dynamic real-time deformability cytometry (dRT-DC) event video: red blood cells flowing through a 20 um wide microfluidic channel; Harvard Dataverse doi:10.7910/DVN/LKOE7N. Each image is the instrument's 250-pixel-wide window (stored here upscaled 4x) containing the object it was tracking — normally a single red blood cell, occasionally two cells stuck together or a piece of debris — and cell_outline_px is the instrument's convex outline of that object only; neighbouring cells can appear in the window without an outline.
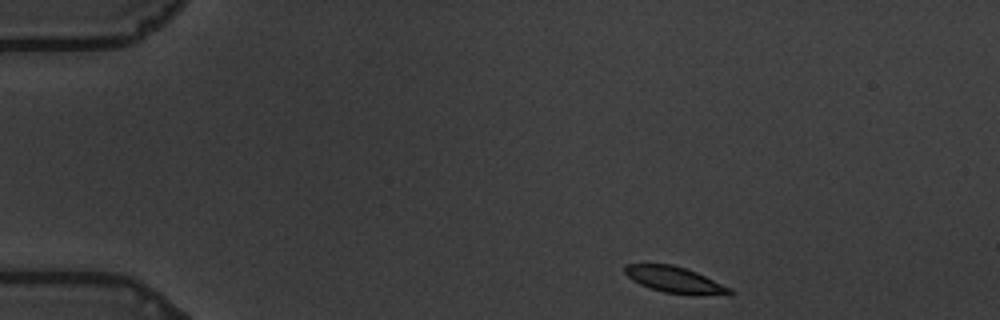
{"species": "common noctule bat (a hibernating species)", "species_latin": "Nyctalus noctula", "temperature_condition": "warm", "stored_images_in_passage": 50, "camera_frame_rate_fps": 3000, "um_per_image_px": 0.085, "animal": {"sex": "male", "body_mass_g": 19.5, "forearm_length_mm": 54.6}, "frame": {"image": 1, "passage_image": 1, "time_ms": 0.0, "image_size_px": [1000, 320], "cell_outline_px": [[736, 292], [732, 296], [728, 296], [664, 292], [640, 284], [632, 280], [624, 272], [624, 264], [672, 264], [696, 272], [732, 288]], "centroid_in_image_um": [57.42, 23.79], "position_along_channel_um": 27.6, "area_um2": 15.95}}
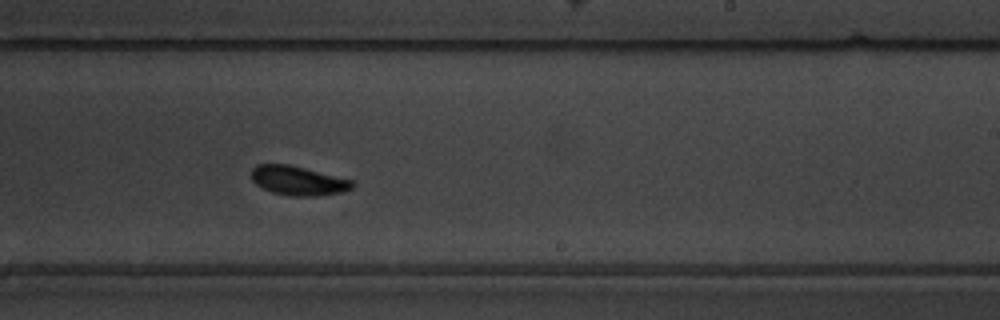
{"frame": {"image": 2, "passage_image": 28, "time_ms": 9.0, "image_size_px": [1000, 320], "cell_outline_px": [[356, 184], [352, 188], [344, 192], [316, 196], [292, 196], [272, 192], [256, 184], [252, 180], [252, 168], [256, 164], [288, 164], [352, 180]], "centroid_in_image_um": [25.35, 15.36], "position_along_channel_um": 263.6, "area_um2": 17.11}}
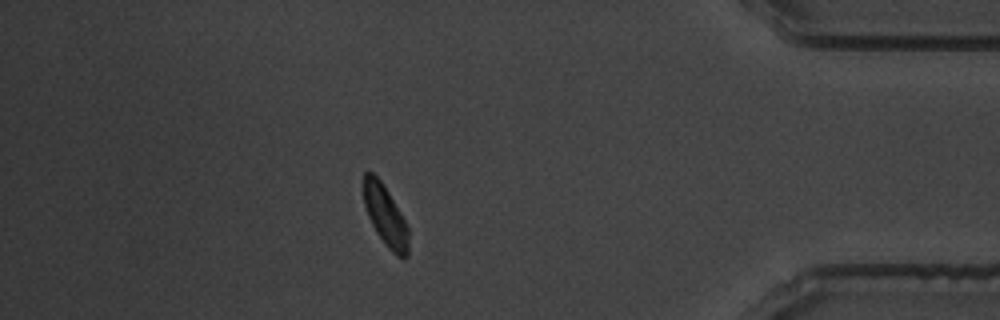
{"frame": {"image": 3, "passage_image": 43, "time_ms": 14.0, "image_size_px": [1000, 320], "cell_outline_px": [[408, 256], [404, 260], [396, 256], [384, 244], [376, 232], [368, 216], [364, 204], [364, 172], [372, 172], [380, 180], [388, 192], [404, 220], [408, 228]], "centroid_in_image_um": [32.76, 18.39], "position_along_channel_um": 402.4, "area_um2": 15.66}, "authors_computed_cell_mechanics": {"area_um2": 16.8198, "velocity_mm_per_s": 3.4766, "shape_relaxation_time_tau1_ms": 1.8543, "shape_relaxation_time_tau2_ms": null, "deformation_change_tau1": 0.0992, "deformation_change_tau2": null}}